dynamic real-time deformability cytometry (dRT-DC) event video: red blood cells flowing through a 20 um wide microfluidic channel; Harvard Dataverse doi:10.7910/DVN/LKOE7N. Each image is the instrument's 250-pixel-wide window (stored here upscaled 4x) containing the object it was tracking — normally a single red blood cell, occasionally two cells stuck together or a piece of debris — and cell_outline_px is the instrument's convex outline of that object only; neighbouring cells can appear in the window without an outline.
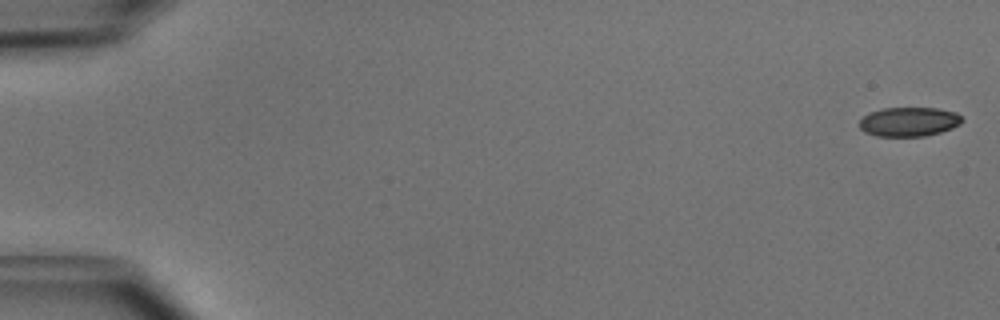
{"species": "common noctule bat (a hibernating species)", "species_latin": "Nyctalus noctula", "temperature_condition": "cold", "stored_images_in_passage": 49, "camera_frame_rate_fps": 3000, "um_per_image_px": 0.085, "animal": {"sex": "male", "body_mass_g": 15.6}, "frame": {"image": 1, "passage_image": 1, "time_ms": 0.0, "image_size_px": [1000, 320], "cell_outline_px": [[964, 120], [960, 124], [952, 128], [940, 132], [924, 136], [876, 136], [864, 132], [860, 128], [860, 120], [868, 112], [884, 108], [936, 108], [956, 112]], "centroid_in_image_um": [77.25, 10.35], "position_along_channel_um": 7.7, "area_um2": 17.51}}
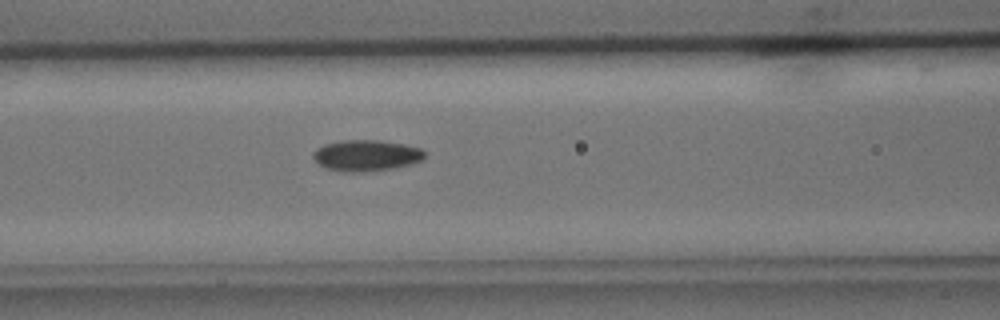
{"frame": {"image": 2, "passage_image": 22, "time_ms": 7.0, "image_size_px": [1000, 320], "cell_outline_px": [[428, 152], [424, 160], [412, 164], [396, 168], [364, 172], [340, 172], [324, 168], [312, 156], [312, 152], [316, 148], [324, 144], [344, 140], [376, 140], [404, 144], [420, 148]], "centroid_in_image_um": [31.16, 13.23], "position_along_channel_um": 135.4, "area_um2": 20.63}}
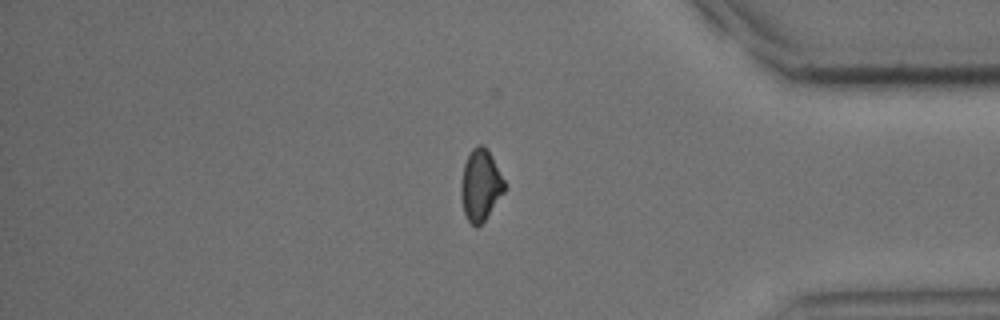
{"frame": {"image": 3, "passage_image": 43, "time_ms": 14.0, "image_size_px": [1000, 320], "cell_outline_px": [[508, 184], [504, 192], [484, 220], [476, 228], [468, 220], [464, 212], [460, 196], [460, 184], [464, 164], [472, 148], [476, 144], [484, 144], [488, 148]], "centroid_in_image_um": [40.86, 15.68], "position_along_channel_um": 394.3, "area_um2": 18.44}}